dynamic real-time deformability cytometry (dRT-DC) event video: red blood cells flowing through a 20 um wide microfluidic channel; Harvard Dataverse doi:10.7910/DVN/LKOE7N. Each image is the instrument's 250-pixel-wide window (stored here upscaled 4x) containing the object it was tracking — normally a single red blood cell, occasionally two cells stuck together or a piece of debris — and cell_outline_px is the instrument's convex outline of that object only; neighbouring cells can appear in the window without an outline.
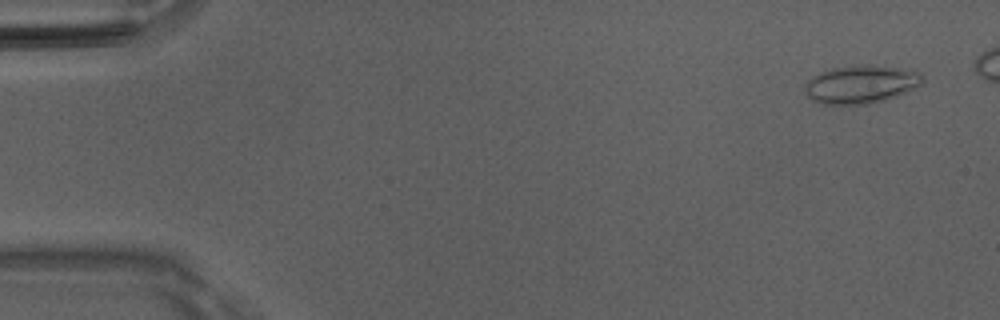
{"species": "Egyptian fruit bat (a non-hibernating species)", "species_latin": "Rousettus aegyptiacus", "temperature_condition": "room temperature", "stored_images_in_passage": 12, "camera_frame_rate_fps": 3000, "um_per_image_px": 0.085, "animal": {"sex": "male"}, "frame": {"image": 1, "passage_image": 3, "time_ms": 0.667, "image_size_px": [1000, 320], "cell_outline_px": [[924, 80], [916, 88], [896, 96], [884, 100], [868, 104], [824, 104], [812, 100], [804, 92], [804, 84], [808, 80], [832, 68], [856, 64], [868, 64], [912, 68], [920, 72]], "centroid_in_image_um": [73.24, 7.14], "position_along_channel_um": 11.8, "area_um2": 26.47}}